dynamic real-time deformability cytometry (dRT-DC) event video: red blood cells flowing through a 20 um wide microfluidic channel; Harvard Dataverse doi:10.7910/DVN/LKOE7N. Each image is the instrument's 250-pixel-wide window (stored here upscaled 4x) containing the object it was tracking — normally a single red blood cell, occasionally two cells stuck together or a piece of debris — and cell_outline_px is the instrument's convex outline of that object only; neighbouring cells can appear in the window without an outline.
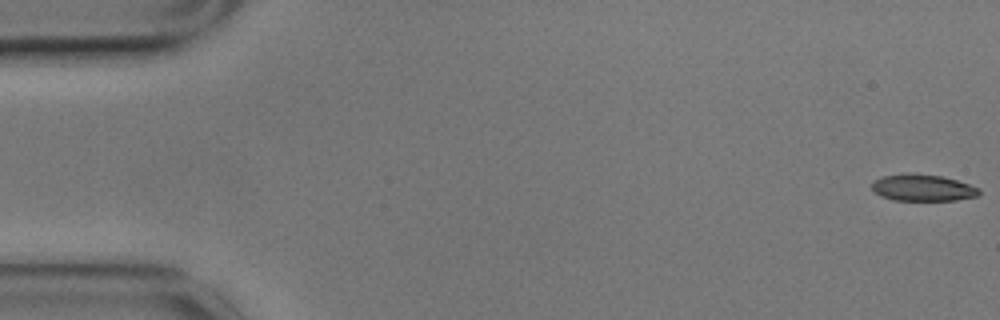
{"species": "common noctule bat (a hibernating species)", "species_latin": "Nyctalus noctula", "temperature_condition": "cold", "stored_images_in_passage": 57, "camera_frame_rate_fps": 3000, "um_per_image_px": 0.085, "animal": {"sex": "male", "body_mass_g": 17.9}, "frame": {"image": 1, "passage_image": 1, "time_ms": 0.0, "image_size_px": [1000, 320], "cell_outline_px": [[980, 192], [976, 196], [956, 200], [892, 200], [880, 196], [872, 188], [872, 180], [880, 176], [908, 172], [916, 172], [940, 176], [956, 180], [980, 188]], "centroid_in_image_um": [78.37, 15.93], "position_along_channel_um": 6.6, "area_um2": 16.88}}
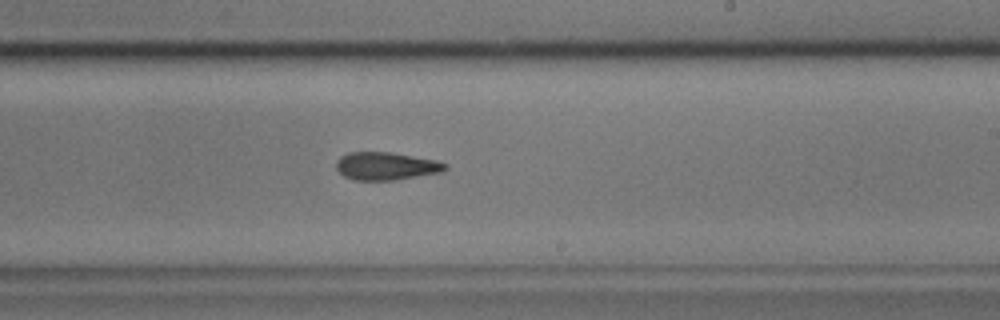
{"frame": {"image": 2, "passage_image": 34, "time_ms": 11.0, "image_size_px": [1000, 320], "cell_outline_px": [[448, 168], [444, 172], [392, 180], [352, 180], [344, 176], [336, 168], [336, 160], [340, 156], [348, 152], [392, 152], [436, 160], [448, 164]], "centroid_in_image_um": [32.82, 14.11], "position_along_channel_um": 256.2, "area_um2": 17.86}}
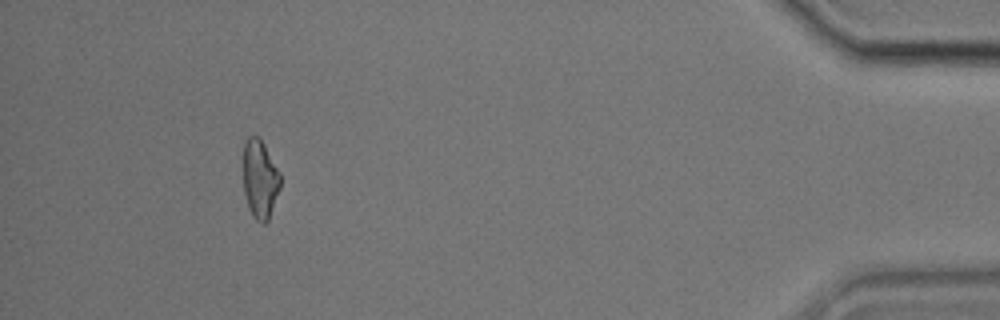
{"frame": {"image": 3, "passage_image": 53, "time_ms": 17.333, "image_size_px": [1000, 320], "cell_outline_px": [[280, 188], [268, 220], [264, 224], [260, 224], [252, 216], [248, 208], [244, 192], [244, 140], [248, 136], [260, 136], [280, 172]], "centroid_in_image_um": [22.1, 15.22], "position_along_channel_um": 413.1, "area_um2": 17.17}, "authors_computed_cell_mechanics": {"area_um2": 17.8024, "velocity_mm_per_s": 3.4892, "shape_relaxation_time_tau1_ms": null, "shape_relaxation_time_tau2_ms": 5.0592, "deformation_change_tau1": null, "deformation_change_tau2": 0.1299}}